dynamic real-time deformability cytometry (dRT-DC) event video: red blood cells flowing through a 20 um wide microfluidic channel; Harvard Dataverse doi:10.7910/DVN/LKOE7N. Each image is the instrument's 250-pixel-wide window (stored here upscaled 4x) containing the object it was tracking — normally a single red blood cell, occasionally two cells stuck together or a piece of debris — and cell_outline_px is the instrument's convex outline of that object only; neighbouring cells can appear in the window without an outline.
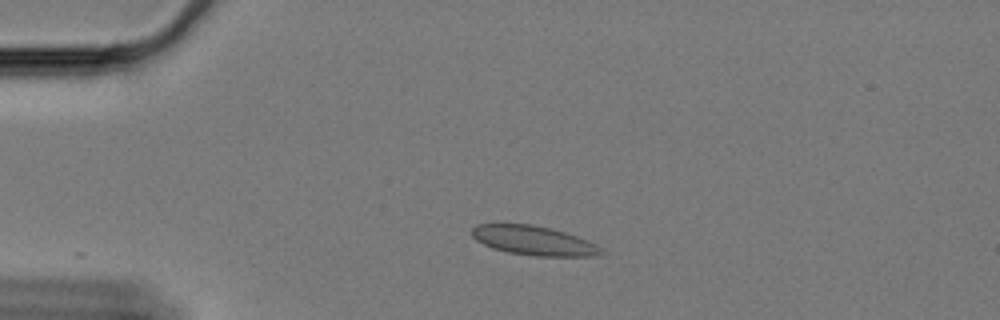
{"species": "Egyptian fruit bat (a non-hibernating species)", "species_latin": "Rousettus aegyptiacus", "temperature_condition": "cold", "stored_images_in_passage": 15, "camera_frame_rate_fps": 3000, "um_per_image_px": 0.085, "animal": {"sex": "female"}, "frame": {"image": 1, "passage_image": 1, "time_ms": 0.0, "image_size_px": [1000, 320], "cell_outline_px": [[604, 252], [596, 256], [536, 256], [508, 252], [492, 248], [476, 240], [472, 236], [472, 228], [476, 224], [532, 224], [552, 228], [588, 240], [596, 244]], "centroid_in_image_um": [45.36, 20.44], "position_along_channel_um": 39.6, "area_um2": 22.02}}
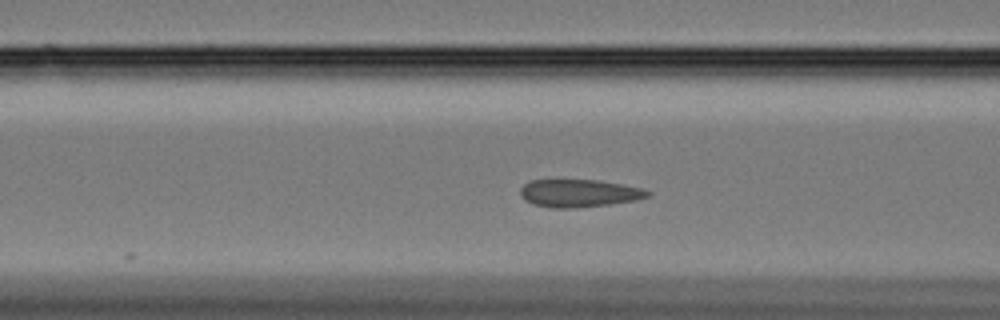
{"frame": {"image": 2, "passage_image": 11, "time_ms": 3.333, "image_size_px": [1000, 320], "cell_outline_px": [[652, 192], [648, 196], [636, 200], [612, 204], [576, 208], [552, 208], [532, 204], [524, 200], [520, 196], [520, 188], [524, 184], [532, 180], [600, 180], [624, 184], [644, 188]], "centroid_in_image_um": [49.23, 16.42], "position_along_channel_um": 117.4, "area_um2": 20.87}}
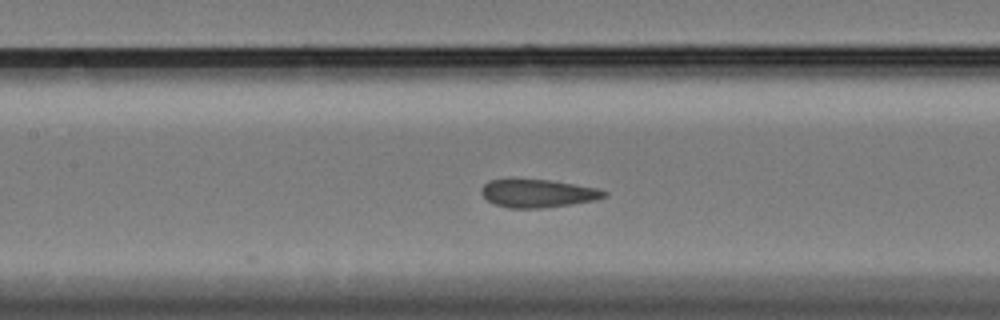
{"frame": {"image": 3, "passage_image": 15, "time_ms": 4.667, "image_size_px": [1000, 320], "cell_outline_px": [[608, 196], [596, 200], [540, 208], [508, 208], [496, 204], [488, 200], [480, 192], [480, 188], [488, 180], [512, 176], [552, 180], [600, 188], [608, 192]], "centroid_in_image_um": [45.68, 16.38], "position_along_channel_um": 161.7, "area_um2": 20.92}}